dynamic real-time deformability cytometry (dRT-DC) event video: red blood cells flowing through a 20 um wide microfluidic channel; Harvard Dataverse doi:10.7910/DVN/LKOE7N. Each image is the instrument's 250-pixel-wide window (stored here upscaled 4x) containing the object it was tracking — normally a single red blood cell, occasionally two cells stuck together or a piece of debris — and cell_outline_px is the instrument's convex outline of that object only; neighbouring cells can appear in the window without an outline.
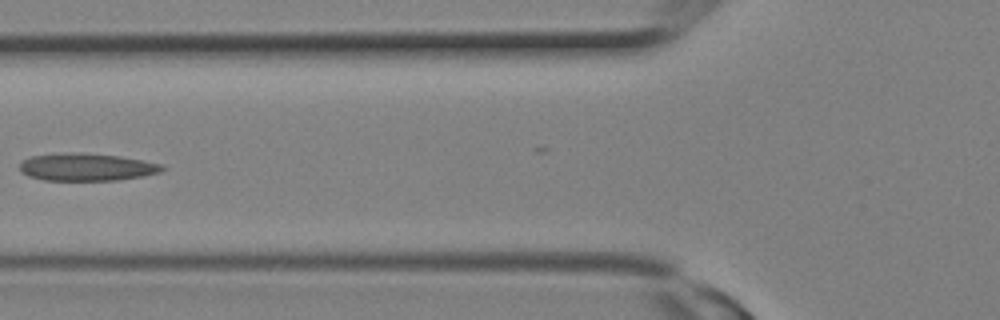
{"species": "Egyptian fruit bat (a non-hibernating species)", "species_latin": "Rousettus aegyptiacus", "temperature_condition": "room temperature", "stored_images_in_passage": 14, "camera_frame_rate_fps": 3000, "um_per_image_px": 0.085, "animal": {"sex": "female"}, "frame": {"image": 1, "passage_image": 10, "time_ms": 3.0, "image_size_px": [1000, 320], "cell_outline_px": [[168, 168], [160, 172], [144, 176], [116, 180], [44, 180], [28, 176], [20, 172], [20, 164], [28, 156], [72, 152], [80, 152], [120, 156], [164, 164]], "centroid_in_image_um": [7.39, 14.19], "position_along_channel_um": 118.4, "area_um2": 23.06}}
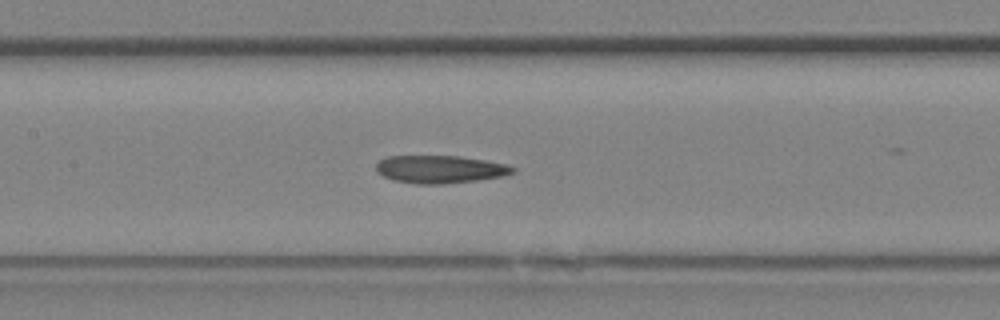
{"frame": {"image": 2, "passage_image": 12, "time_ms": 3.667, "image_size_px": [1000, 320], "cell_outline_px": [[516, 172], [504, 176], [476, 180], [444, 184], [416, 184], [392, 180], [376, 172], [376, 164], [380, 160], [388, 156], [460, 156], [508, 164], [516, 168]], "centroid_in_image_um": [37.42, 14.39], "position_along_channel_um": 170.0, "area_um2": 22.25}}